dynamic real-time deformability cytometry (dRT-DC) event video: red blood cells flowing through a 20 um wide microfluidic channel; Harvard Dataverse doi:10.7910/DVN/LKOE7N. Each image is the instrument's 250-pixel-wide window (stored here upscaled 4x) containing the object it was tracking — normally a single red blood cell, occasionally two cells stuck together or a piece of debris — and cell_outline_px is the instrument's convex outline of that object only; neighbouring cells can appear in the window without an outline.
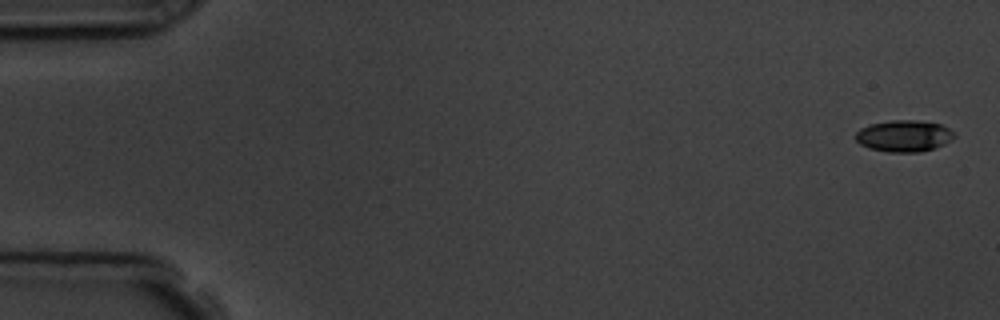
{"species": "common noctule bat (a hibernating species)", "species_latin": "Nyctalus noctula", "temperature_condition": "room temperature", "stored_images_in_passage": 7, "camera_frame_rate_fps": 3000, "um_per_image_px": 0.085, "animal": {"sex": "male", "body_mass_g": 19.5, "forearm_length_mm": 54.6}, "frame": {"image": 1, "passage_image": 1, "time_ms": 0.0, "image_size_px": [1000, 320], "cell_outline_px": [[956, 136], [952, 140], [936, 148], [920, 152], [888, 152], [868, 148], [860, 144], [856, 140], [856, 132], [860, 128], [868, 124], [892, 120], [916, 120], [940, 124], [956, 132]], "centroid_in_image_um": [76.85, 11.56], "position_along_channel_um": 8.1, "area_um2": 18.38}}
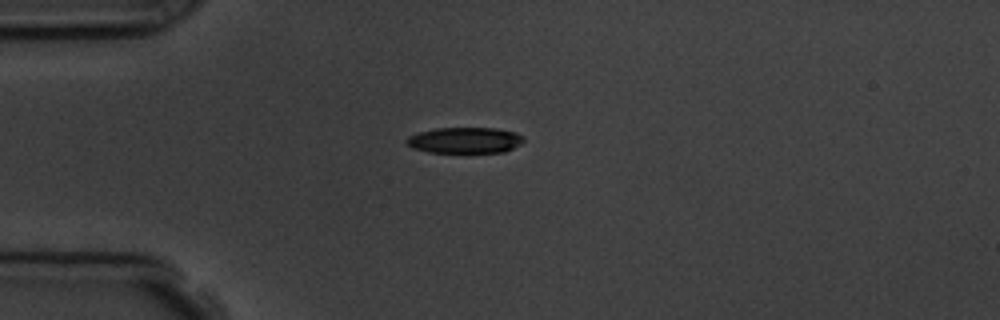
{"frame": {"image": 2, "passage_image": 5, "time_ms": 4.333, "image_size_px": [1000, 320], "cell_outline_px": [[524, 140], [520, 144], [504, 152], [428, 152], [412, 148], [404, 140], [408, 136], [420, 132], [436, 128], [496, 128], [516, 132], [524, 136]], "centroid_in_image_um": [39.52, 11.91], "position_along_channel_um": 45.5, "area_um2": 17.69}}
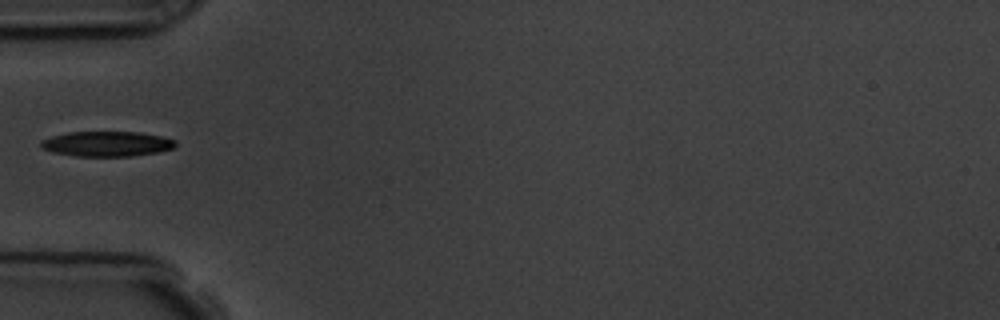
{"frame": {"image": 3, "passage_image": 6, "time_ms": 5.667, "image_size_px": [1000, 320], "cell_outline_px": [[176, 148], [160, 152], [132, 156], [76, 156], [52, 152], [44, 148], [40, 144], [40, 140], [52, 136], [68, 132], [140, 132], [160, 136], [176, 140]], "centroid_in_image_um": [9.12, 12.23], "position_along_channel_um": 75.9, "area_um2": 19.77}}